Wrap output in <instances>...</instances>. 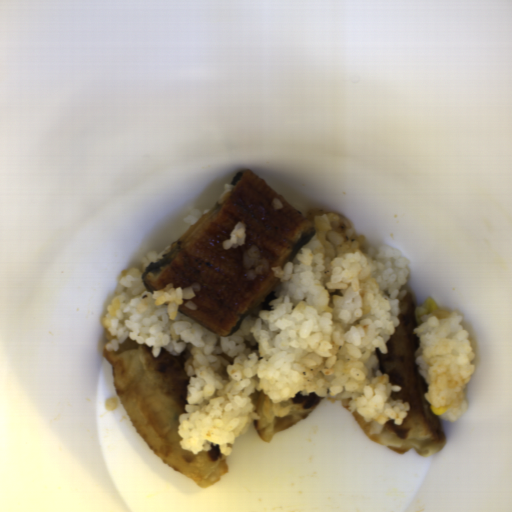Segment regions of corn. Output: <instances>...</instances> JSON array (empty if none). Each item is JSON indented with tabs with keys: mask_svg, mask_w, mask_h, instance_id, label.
Here are the masks:
<instances>
[{
	"mask_svg": "<svg viewBox=\"0 0 512 512\" xmlns=\"http://www.w3.org/2000/svg\"><path fill=\"white\" fill-rule=\"evenodd\" d=\"M430 409L433 413V415L439 416L446 412H448V407L441 406L440 408H436L434 405H430Z\"/></svg>",
	"mask_w": 512,
	"mask_h": 512,
	"instance_id": "2",
	"label": "corn"
},
{
	"mask_svg": "<svg viewBox=\"0 0 512 512\" xmlns=\"http://www.w3.org/2000/svg\"><path fill=\"white\" fill-rule=\"evenodd\" d=\"M422 308L427 310V313H434L439 307L433 298L427 297V299L421 305Z\"/></svg>",
	"mask_w": 512,
	"mask_h": 512,
	"instance_id": "1",
	"label": "corn"
}]
</instances>
